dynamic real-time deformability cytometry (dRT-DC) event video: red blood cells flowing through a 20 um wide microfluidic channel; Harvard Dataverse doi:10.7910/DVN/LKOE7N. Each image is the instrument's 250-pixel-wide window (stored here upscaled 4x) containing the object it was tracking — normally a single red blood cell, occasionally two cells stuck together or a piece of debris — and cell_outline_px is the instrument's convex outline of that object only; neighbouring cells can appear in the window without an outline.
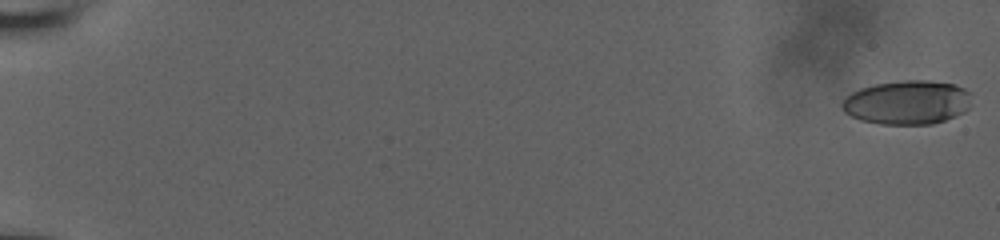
{"species": "human", "species_latin": "Homo sapiens", "temperature_condition": "room temperature", "stored_images_in_passage": 30, "camera_frame_rate_fps": 3000, "um_per_image_px": 0.085, "donor": {"sex": "male"}, "frame": {"image": 1, "passage_image": 1, "time_ms": 0.0, "image_size_px": [1000, 240], "cell_outline_px": [[968, 108], [964, 112], [956, 116], [932, 124], [880, 124], [860, 120], [844, 112], [840, 104], [852, 92], [860, 88], [876, 84], [904, 80], [928, 80], [956, 84], [964, 88], [968, 92]], "centroid_in_image_um": [77.09, 8.7], "position_along_channel_um": 7.9, "area_um2": 33.06}}
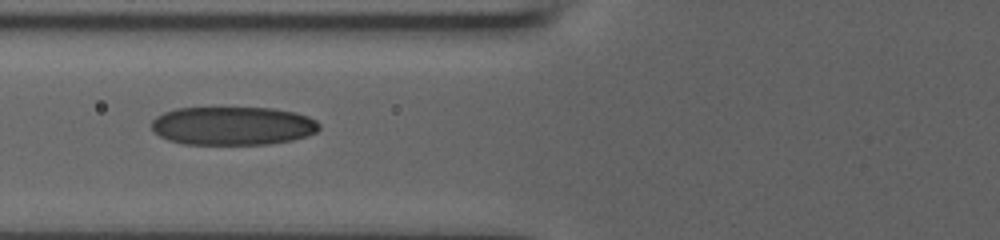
{"frame": {"image": 2, "passage_image": 18, "time_ms": 5.667, "image_size_px": [1000, 240], "cell_outline_px": [[320, 128], [316, 132], [308, 136], [292, 140], [268, 144], [184, 144], [168, 140], [160, 136], [152, 128], [152, 120], [156, 116], [164, 112], [176, 108], [272, 108], [296, 112], [308, 116], [316, 120], [320, 124]], "centroid_in_image_um": [19.81, 10.69], "position_along_channel_um": 106.0, "area_um2": 37.74}}
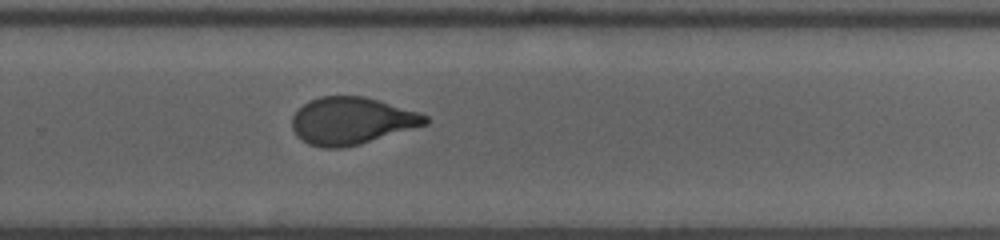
{"frame": {"image": 3, "passage_image": 30, "time_ms": 9.667, "image_size_px": [1000, 240], "cell_outline_px": [[428, 124], [356, 144], [340, 148], [324, 148], [308, 144], [296, 136], [292, 128], [292, 116], [304, 104], [320, 96], [364, 96], [420, 112], [428, 116]], "centroid_in_image_um": [29.87, 10.26], "position_along_channel_um": 299.9, "area_um2": 36.24}}